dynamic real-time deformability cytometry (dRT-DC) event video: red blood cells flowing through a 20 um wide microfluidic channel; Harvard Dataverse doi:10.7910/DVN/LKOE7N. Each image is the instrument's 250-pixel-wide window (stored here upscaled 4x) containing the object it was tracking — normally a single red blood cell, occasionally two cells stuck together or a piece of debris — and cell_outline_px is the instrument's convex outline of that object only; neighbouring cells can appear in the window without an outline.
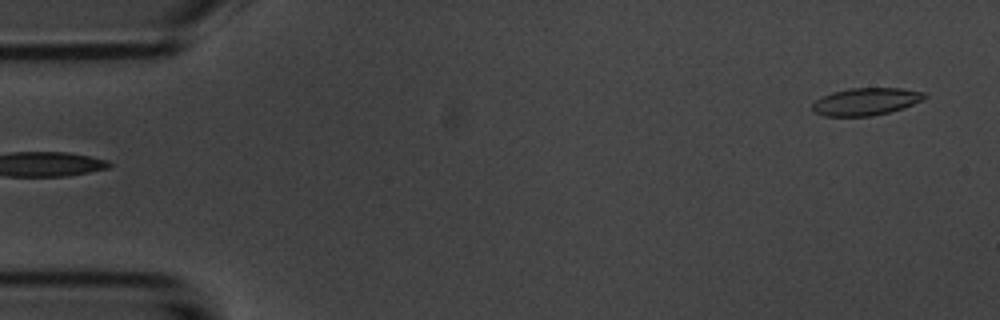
{"species": "common noctule bat (a hibernating species)", "species_latin": "Nyctalus noctula", "temperature_condition": "room temperature", "stored_images_in_passage": 5, "segment_of_instrument_passage": [2, 2], "camera_frame_rate_fps": 3000, "um_per_image_px": 0.085, "animal": {"sex": "male", "body_mass_g": 20.1, "forearm_length_mm": 53.5}, "frame": {"image": 1, "passage_image": 5, "time_ms": 5.333, "image_size_px": [1000, 320], "cell_outline_px": [[928, 96], [924, 100], [904, 108], [872, 116], [824, 116], [812, 112], [812, 104], [816, 100], [832, 92], [852, 88], [900, 88], [924, 92]], "centroid_in_image_um": [73.62, 8.64], "position_along_channel_um": 11.4, "area_um2": 17.98}}